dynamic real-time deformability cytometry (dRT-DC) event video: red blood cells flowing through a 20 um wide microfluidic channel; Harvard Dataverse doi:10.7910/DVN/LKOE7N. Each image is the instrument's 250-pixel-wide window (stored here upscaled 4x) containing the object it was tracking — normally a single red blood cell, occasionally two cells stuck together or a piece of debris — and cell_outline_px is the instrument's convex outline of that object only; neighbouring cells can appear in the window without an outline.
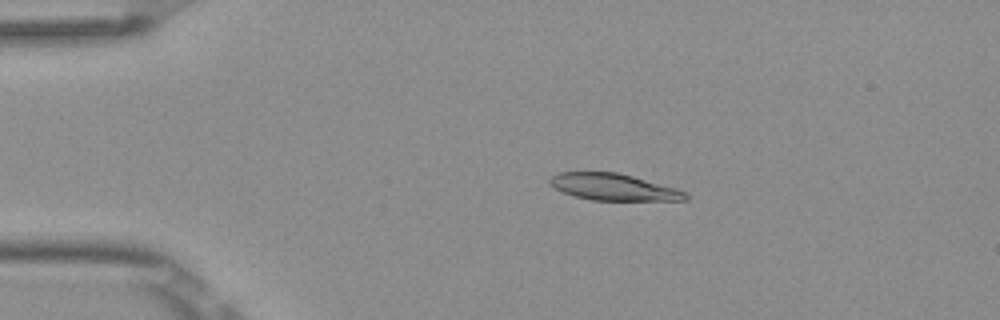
{"species": "Egyptian fruit bat (a non-hibernating species)", "species_latin": "Rousettus aegyptiacus", "temperature_condition": "room temperature", "stored_images_in_passage": 5, "camera_frame_rate_fps": 3000, "um_per_image_px": 0.085, "frame": {"image": 1, "passage_image": 3, "time_ms": 0.667, "image_size_px": [1000, 320], "cell_outline_px": [[688, 200], [592, 200], [576, 196], [564, 192], [556, 188], [548, 180], [556, 172], [616, 172], [632, 176], [676, 188], [688, 192]], "centroid_in_image_um": [52.18, 15.89], "position_along_channel_um": 32.8, "area_um2": 20.87}}
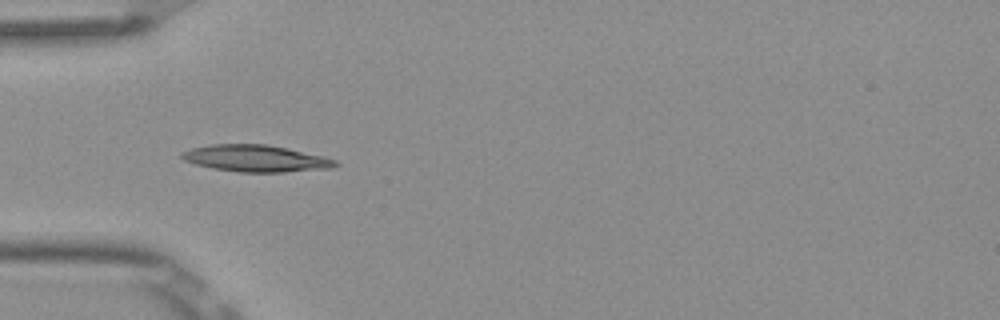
{"frame": {"image": 2, "passage_image": 5, "time_ms": 1.333, "image_size_px": [1000, 320], "cell_outline_px": [[340, 164], [332, 168], [284, 172], [240, 172], [212, 168], [196, 164], [184, 160], [180, 156], [180, 152], [192, 148], [212, 144], [268, 144], [288, 148], [324, 156], [336, 160]], "centroid_in_image_um": [21.76, 13.46], "position_along_channel_um": 63.2, "area_um2": 24.04}}